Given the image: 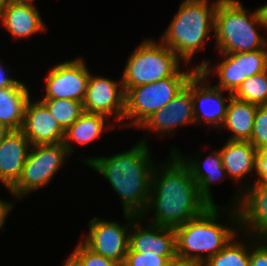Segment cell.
<instances>
[{"mask_svg": "<svg viewBox=\"0 0 267 266\" xmlns=\"http://www.w3.org/2000/svg\"><path fill=\"white\" fill-rule=\"evenodd\" d=\"M246 11L239 0H220L214 15L216 47L221 53L252 52L266 49L267 40L257 31L267 28L262 8Z\"/></svg>", "mask_w": 267, "mask_h": 266, "instance_id": "3", "label": "cell"}, {"mask_svg": "<svg viewBox=\"0 0 267 266\" xmlns=\"http://www.w3.org/2000/svg\"><path fill=\"white\" fill-rule=\"evenodd\" d=\"M13 1L26 2V3H33L34 2V0H13Z\"/></svg>", "mask_w": 267, "mask_h": 266, "instance_id": "40", "label": "cell"}, {"mask_svg": "<svg viewBox=\"0 0 267 266\" xmlns=\"http://www.w3.org/2000/svg\"><path fill=\"white\" fill-rule=\"evenodd\" d=\"M13 206H14L13 203H10L7 201L5 202V201L0 199V229L1 230L4 226L6 216L12 210Z\"/></svg>", "mask_w": 267, "mask_h": 266, "instance_id": "33", "label": "cell"}, {"mask_svg": "<svg viewBox=\"0 0 267 266\" xmlns=\"http://www.w3.org/2000/svg\"><path fill=\"white\" fill-rule=\"evenodd\" d=\"M218 208L211 205L201 215L174 228L177 259L192 261L200 266L236 236L235 228L217 223L221 213Z\"/></svg>", "mask_w": 267, "mask_h": 266, "instance_id": "5", "label": "cell"}, {"mask_svg": "<svg viewBox=\"0 0 267 266\" xmlns=\"http://www.w3.org/2000/svg\"><path fill=\"white\" fill-rule=\"evenodd\" d=\"M255 242L256 239L250 244L254 246V248L251 247L252 249L249 252L250 266H267V240H261L262 243L260 240L257 243Z\"/></svg>", "mask_w": 267, "mask_h": 266, "instance_id": "31", "label": "cell"}, {"mask_svg": "<svg viewBox=\"0 0 267 266\" xmlns=\"http://www.w3.org/2000/svg\"><path fill=\"white\" fill-rule=\"evenodd\" d=\"M125 219L129 222L125 226L116 221H104L94 217L89 222V233L83 243L93 252L101 256L124 263L129 250V234L132 223L137 215L124 213Z\"/></svg>", "mask_w": 267, "mask_h": 266, "instance_id": "10", "label": "cell"}, {"mask_svg": "<svg viewBox=\"0 0 267 266\" xmlns=\"http://www.w3.org/2000/svg\"><path fill=\"white\" fill-rule=\"evenodd\" d=\"M257 105L241 101L234 96L228 102L226 117L221 128L233 132L231 141H250Z\"/></svg>", "mask_w": 267, "mask_h": 266, "instance_id": "23", "label": "cell"}, {"mask_svg": "<svg viewBox=\"0 0 267 266\" xmlns=\"http://www.w3.org/2000/svg\"><path fill=\"white\" fill-rule=\"evenodd\" d=\"M207 78L200 70H197L191 77L195 123L202 121L211 125L210 127H222L228 107L226 103L230 101L233 94L229 93L228 97H223L224 90L208 85Z\"/></svg>", "mask_w": 267, "mask_h": 266, "instance_id": "14", "label": "cell"}, {"mask_svg": "<svg viewBox=\"0 0 267 266\" xmlns=\"http://www.w3.org/2000/svg\"><path fill=\"white\" fill-rule=\"evenodd\" d=\"M170 154L172 160L158 170L154 168L148 204L141 216L154 209L152 224L175 228L211 205L200 195L189 167L176 153Z\"/></svg>", "mask_w": 267, "mask_h": 266, "instance_id": "1", "label": "cell"}, {"mask_svg": "<svg viewBox=\"0 0 267 266\" xmlns=\"http://www.w3.org/2000/svg\"><path fill=\"white\" fill-rule=\"evenodd\" d=\"M255 172L259 176L256 181L267 183V146L259 149L256 154Z\"/></svg>", "mask_w": 267, "mask_h": 266, "instance_id": "32", "label": "cell"}, {"mask_svg": "<svg viewBox=\"0 0 267 266\" xmlns=\"http://www.w3.org/2000/svg\"><path fill=\"white\" fill-rule=\"evenodd\" d=\"M125 97L122 81L117 83L106 77H94L90 73L83 109L85 112L104 115L108 119L113 115L119 121L124 118Z\"/></svg>", "mask_w": 267, "mask_h": 266, "instance_id": "13", "label": "cell"}, {"mask_svg": "<svg viewBox=\"0 0 267 266\" xmlns=\"http://www.w3.org/2000/svg\"><path fill=\"white\" fill-rule=\"evenodd\" d=\"M39 13L33 3L10 0L0 15V21L15 39L28 38L45 29Z\"/></svg>", "mask_w": 267, "mask_h": 266, "instance_id": "19", "label": "cell"}, {"mask_svg": "<svg viewBox=\"0 0 267 266\" xmlns=\"http://www.w3.org/2000/svg\"><path fill=\"white\" fill-rule=\"evenodd\" d=\"M220 152L226 174L236 182L255 170V157L258 150L250 141L228 140Z\"/></svg>", "mask_w": 267, "mask_h": 266, "instance_id": "21", "label": "cell"}, {"mask_svg": "<svg viewBox=\"0 0 267 266\" xmlns=\"http://www.w3.org/2000/svg\"><path fill=\"white\" fill-rule=\"evenodd\" d=\"M9 1L10 0H0V15L3 12V10L6 8Z\"/></svg>", "mask_w": 267, "mask_h": 266, "instance_id": "38", "label": "cell"}, {"mask_svg": "<svg viewBox=\"0 0 267 266\" xmlns=\"http://www.w3.org/2000/svg\"><path fill=\"white\" fill-rule=\"evenodd\" d=\"M30 147L21 129L11 130L0 142V182L6 188L11 189L20 179Z\"/></svg>", "mask_w": 267, "mask_h": 266, "instance_id": "18", "label": "cell"}, {"mask_svg": "<svg viewBox=\"0 0 267 266\" xmlns=\"http://www.w3.org/2000/svg\"><path fill=\"white\" fill-rule=\"evenodd\" d=\"M231 241L217 254L206 259L200 266H250L249 252L251 246L242 241Z\"/></svg>", "mask_w": 267, "mask_h": 266, "instance_id": "25", "label": "cell"}, {"mask_svg": "<svg viewBox=\"0 0 267 266\" xmlns=\"http://www.w3.org/2000/svg\"><path fill=\"white\" fill-rule=\"evenodd\" d=\"M261 8H262V11H263V14H264V18H265V22H266V27H267V4H265L264 6H261Z\"/></svg>", "mask_w": 267, "mask_h": 266, "instance_id": "39", "label": "cell"}, {"mask_svg": "<svg viewBox=\"0 0 267 266\" xmlns=\"http://www.w3.org/2000/svg\"><path fill=\"white\" fill-rule=\"evenodd\" d=\"M183 0L161 38V42L173 50L185 64L210 39L214 31V15L220 0Z\"/></svg>", "mask_w": 267, "mask_h": 266, "instance_id": "4", "label": "cell"}, {"mask_svg": "<svg viewBox=\"0 0 267 266\" xmlns=\"http://www.w3.org/2000/svg\"><path fill=\"white\" fill-rule=\"evenodd\" d=\"M135 218L131 227L135 228L129 234V250L135 253H157L166 257L170 262L177 259L176 254V233L172 227H164L150 223L146 228L141 227Z\"/></svg>", "mask_w": 267, "mask_h": 266, "instance_id": "17", "label": "cell"}, {"mask_svg": "<svg viewBox=\"0 0 267 266\" xmlns=\"http://www.w3.org/2000/svg\"><path fill=\"white\" fill-rule=\"evenodd\" d=\"M170 261L157 253L127 252L123 266H167Z\"/></svg>", "mask_w": 267, "mask_h": 266, "instance_id": "30", "label": "cell"}, {"mask_svg": "<svg viewBox=\"0 0 267 266\" xmlns=\"http://www.w3.org/2000/svg\"><path fill=\"white\" fill-rule=\"evenodd\" d=\"M29 98V90L21 81L14 86L0 88V122L11 130L21 129Z\"/></svg>", "mask_w": 267, "mask_h": 266, "instance_id": "22", "label": "cell"}, {"mask_svg": "<svg viewBox=\"0 0 267 266\" xmlns=\"http://www.w3.org/2000/svg\"><path fill=\"white\" fill-rule=\"evenodd\" d=\"M147 146L146 140H141L125 152L83 161L109 181L123 202V213L140 217L148 204L155 168Z\"/></svg>", "mask_w": 267, "mask_h": 266, "instance_id": "2", "label": "cell"}, {"mask_svg": "<svg viewBox=\"0 0 267 266\" xmlns=\"http://www.w3.org/2000/svg\"><path fill=\"white\" fill-rule=\"evenodd\" d=\"M250 142L257 150L267 146V105L257 106Z\"/></svg>", "mask_w": 267, "mask_h": 266, "instance_id": "28", "label": "cell"}, {"mask_svg": "<svg viewBox=\"0 0 267 266\" xmlns=\"http://www.w3.org/2000/svg\"><path fill=\"white\" fill-rule=\"evenodd\" d=\"M21 130L31 146L57 144L64 142L65 138V130L41 100L32 102L28 99Z\"/></svg>", "mask_w": 267, "mask_h": 266, "instance_id": "15", "label": "cell"}, {"mask_svg": "<svg viewBox=\"0 0 267 266\" xmlns=\"http://www.w3.org/2000/svg\"><path fill=\"white\" fill-rule=\"evenodd\" d=\"M7 71H5V69L2 67V65H0V88H5L8 86H14L18 80L8 77V75H6Z\"/></svg>", "mask_w": 267, "mask_h": 266, "instance_id": "34", "label": "cell"}, {"mask_svg": "<svg viewBox=\"0 0 267 266\" xmlns=\"http://www.w3.org/2000/svg\"><path fill=\"white\" fill-rule=\"evenodd\" d=\"M90 72L82 58L55 65L46 76L43 99L84 101Z\"/></svg>", "mask_w": 267, "mask_h": 266, "instance_id": "12", "label": "cell"}, {"mask_svg": "<svg viewBox=\"0 0 267 266\" xmlns=\"http://www.w3.org/2000/svg\"><path fill=\"white\" fill-rule=\"evenodd\" d=\"M179 56L164 45L144 40L129 56L121 77L125 93L133 87L174 76L181 68Z\"/></svg>", "mask_w": 267, "mask_h": 266, "instance_id": "6", "label": "cell"}, {"mask_svg": "<svg viewBox=\"0 0 267 266\" xmlns=\"http://www.w3.org/2000/svg\"><path fill=\"white\" fill-rule=\"evenodd\" d=\"M41 101L65 131L84 112L83 103L72 99H41Z\"/></svg>", "mask_w": 267, "mask_h": 266, "instance_id": "26", "label": "cell"}, {"mask_svg": "<svg viewBox=\"0 0 267 266\" xmlns=\"http://www.w3.org/2000/svg\"><path fill=\"white\" fill-rule=\"evenodd\" d=\"M64 266H83V265L73 254H70V256L65 261Z\"/></svg>", "mask_w": 267, "mask_h": 266, "instance_id": "36", "label": "cell"}, {"mask_svg": "<svg viewBox=\"0 0 267 266\" xmlns=\"http://www.w3.org/2000/svg\"><path fill=\"white\" fill-rule=\"evenodd\" d=\"M31 147L20 179L11 189L7 188L19 199L50 184L51 178L70 155L63 142Z\"/></svg>", "mask_w": 267, "mask_h": 266, "instance_id": "8", "label": "cell"}, {"mask_svg": "<svg viewBox=\"0 0 267 266\" xmlns=\"http://www.w3.org/2000/svg\"><path fill=\"white\" fill-rule=\"evenodd\" d=\"M224 57L213 69L209 62L204 61L196 67L205 76L215 70L219 82L216 87L234 93L248 77L260 74L267 70V49H259L252 52L221 53Z\"/></svg>", "mask_w": 267, "mask_h": 266, "instance_id": "9", "label": "cell"}, {"mask_svg": "<svg viewBox=\"0 0 267 266\" xmlns=\"http://www.w3.org/2000/svg\"><path fill=\"white\" fill-rule=\"evenodd\" d=\"M233 96L257 106L267 105V70L245 79Z\"/></svg>", "mask_w": 267, "mask_h": 266, "instance_id": "27", "label": "cell"}, {"mask_svg": "<svg viewBox=\"0 0 267 266\" xmlns=\"http://www.w3.org/2000/svg\"><path fill=\"white\" fill-rule=\"evenodd\" d=\"M250 185L236 195L231 221L237 223L238 229L242 227L245 234L254 233V239L267 240V183L255 181Z\"/></svg>", "mask_w": 267, "mask_h": 266, "instance_id": "11", "label": "cell"}, {"mask_svg": "<svg viewBox=\"0 0 267 266\" xmlns=\"http://www.w3.org/2000/svg\"><path fill=\"white\" fill-rule=\"evenodd\" d=\"M11 131L4 123L0 122V142L6 137V135Z\"/></svg>", "mask_w": 267, "mask_h": 266, "instance_id": "37", "label": "cell"}, {"mask_svg": "<svg viewBox=\"0 0 267 266\" xmlns=\"http://www.w3.org/2000/svg\"><path fill=\"white\" fill-rule=\"evenodd\" d=\"M177 150H171V153H176L182 161L189 167L192 178L198 185L200 195L209 203V205H215V202L211 195V183H216L219 179L225 180L227 174L223 167L220 150L210 153L203 163L198 159L182 158ZM213 155V156H212ZM222 178V179H221Z\"/></svg>", "mask_w": 267, "mask_h": 266, "instance_id": "20", "label": "cell"}, {"mask_svg": "<svg viewBox=\"0 0 267 266\" xmlns=\"http://www.w3.org/2000/svg\"><path fill=\"white\" fill-rule=\"evenodd\" d=\"M167 266H199V265L192 261L176 259L174 261H171Z\"/></svg>", "mask_w": 267, "mask_h": 266, "instance_id": "35", "label": "cell"}, {"mask_svg": "<svg viewBox=\"0 0 267 266\" xmlns=\"http://www.w3.org/2000/svg\"><path fill=\"white\" fill-rule=\"evenodd\" d=\"M188 123L195 124L191 78L164 108L154 112L140 128H147L151 132L155 131L162 135Z\"/></svg>", "mask_w": 267, "mask_h": 266, "instance_id": "16", "label": "cell"}, {"mask_svg": "<svg viewBox=\"0 0 267 266\" xmlns=\"http://www.w3.org/2000/svg\"><path fill=\"white\" fill-rule=\"evenodd\" d=\"M72 254L81 262L83 266H123V264L105 258L90 250L83 242H80Z\"/></svg>", "mask_w": 267, "mask_h": 266, "instance_id": "29", "label": "cell"}, {"mask_svg": "<svg viewBox=\"0 0 267 266\" xmlns=\"http://www.w3.org/2000/svg\"><path fill=\"white\" fill-rule=\"evenodd\" d=\"M106 118V119H105ZM108 118L101 114L83 112L80 117L65 131L64 145L69 154H72V142L87 144L100 138L105 129V120Z\"/></svg>", "mask_w": 267, "mask_h": 266, "instance_id": "24", "label": "cell"}, {"mask_svg": "<svg viewBox=\"0 0 267 266\" xmlns=\"http://www.w3.org/2000/svg\"><path fill=\"white\" fill-rule=\"evenodd\" d=\"M198 69L184 72L179 70L174 76L130 88L125 97L124 119H132L121 126L140 127L159 109L164 108L187 84Z\"/></svg>", "mask_w": 267, "mask_h": 266, "instance_id": "7", "label": "cell"}]
</instances>
